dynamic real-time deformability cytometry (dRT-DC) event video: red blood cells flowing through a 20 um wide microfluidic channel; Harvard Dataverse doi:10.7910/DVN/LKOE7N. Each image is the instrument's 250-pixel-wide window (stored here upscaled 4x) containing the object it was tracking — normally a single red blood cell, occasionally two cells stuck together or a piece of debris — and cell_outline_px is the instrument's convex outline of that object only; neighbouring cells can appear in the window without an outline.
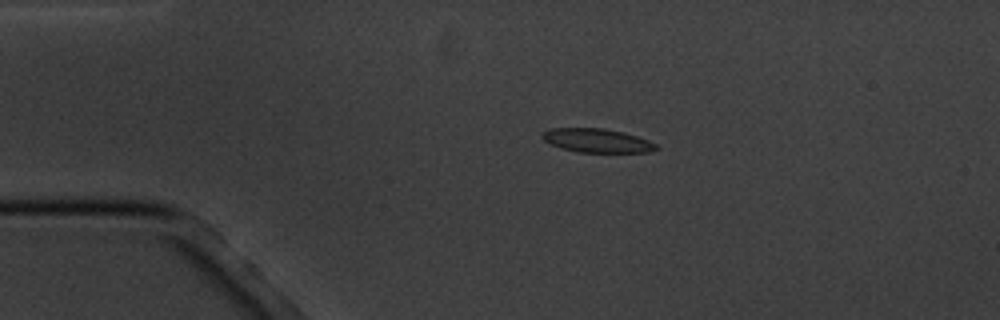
{"species": "common noctule bat (a hibernating species)", "species_latin": "Nyctalus noctula", "temperature_condition": "cold", "stored_images_in_passage": 4, "camera_frame_rate_fps": 3000, "um_per_image_px": 0.085, "animal": {"sex": "male", "body_mass_g": 20.1, "forearm_length_mm": 53.5}, "frame": {"image": 1, "passage_image": 2, "time_ms": 1.0, "image_size_px": [1000, 320], "cell_outline_px": [[660, 148], [648, 152], [576, 152], [560, 148], [544, 140], [540, 136], [548, 128], [604, 128], [624, 132], [648, 140], [656, 144]], "centroid_in_image_um": [50.73, 11.94], "position_along_channel_um": 34.3, "area_um2": 15.84}}
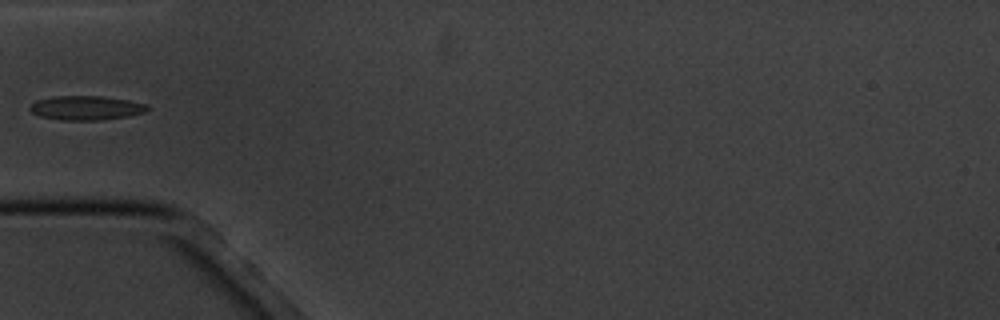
{"frame": {"image": 2, "passage_image": 4, "time_ms": 3.333, "image_size_px": [1000, 320], "cell_outline_px": [[148, 108], [144, 112], [128, 116], [100, 120], [60, 120], [40, 116], [32, 112], [28, 108], [36, 100], [52, 96], [100, 96], [128, 100], [148, 104]], "centroid_in_image_um": [7.3, 9.17], "position_along_channel_um": 77.7, "area_um2": 16.53}}